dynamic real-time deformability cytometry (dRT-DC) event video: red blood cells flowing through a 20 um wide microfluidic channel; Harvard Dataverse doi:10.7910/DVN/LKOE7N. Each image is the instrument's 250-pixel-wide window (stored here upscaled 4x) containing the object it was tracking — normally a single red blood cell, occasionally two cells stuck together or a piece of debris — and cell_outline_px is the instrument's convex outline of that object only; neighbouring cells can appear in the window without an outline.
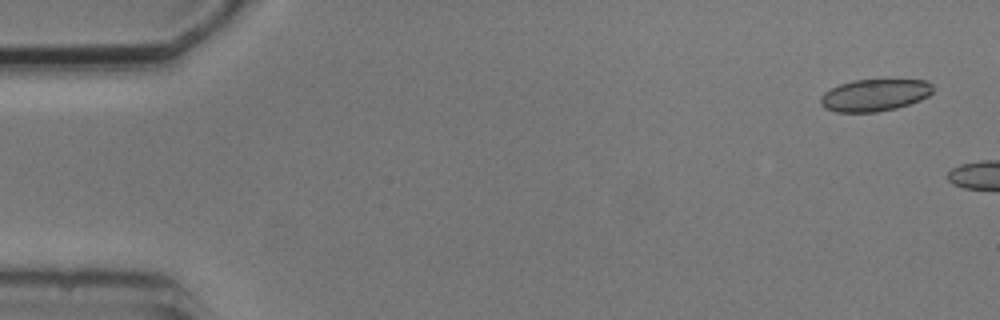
{"species": "common noctule bat (a hibernating species)", "species_latin": "Nyctalus noctula", "temperature_condition": "cold", "stored_images_in_passage": 3, "camera_frame_rate_fps": 3000, "um_per_image_px": 0.085, "animal": {"sex": "male", "body_mass_g": 20.5, "forearm_length_mm": 52.5}, "frame": {"image": 1, "passage_image": 1, "time_ms": 0.0, "image_size_px": [1000, 320], "cell_outline_px": [[936, 88], [928, 96], [920, 100], [896, 108], [876, 112], [836, 112], [824, 108], [820, 104], [820, 96], [824, 92], [840, 84], [852, 80], [928, 80]], "centroid_in_image_um": [74.35, 8.08], "position_along_channel_um": 10.7, "area_um2": 21.1}}